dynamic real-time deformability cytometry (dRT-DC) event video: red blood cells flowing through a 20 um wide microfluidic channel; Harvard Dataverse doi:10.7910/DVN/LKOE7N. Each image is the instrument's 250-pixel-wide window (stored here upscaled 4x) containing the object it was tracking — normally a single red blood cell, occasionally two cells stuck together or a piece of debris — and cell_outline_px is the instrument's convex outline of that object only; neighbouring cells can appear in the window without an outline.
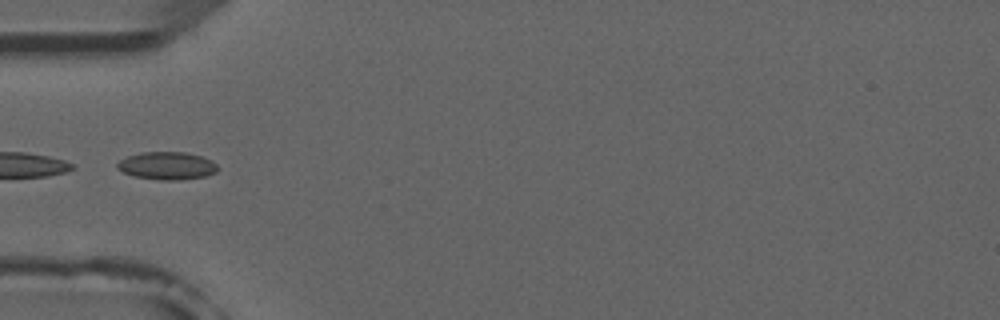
{"species": "common noctule bat (a hibernating species)", "species_latin": "Nyctalus noctula", "temperature_condition": "room temperature", "stored_images_in_passage": 5, "camera_frame_rate_fps": 3000, "um_per_image_px": 0.085, "animal": {"sex": "male", "forearm_length_mm": 52.5}, "frame": {"image": 1, "passage_image": 5, "time_ms": 4.667, "image_size_px": [1000, 320], "cell_outline_px": [[220, 168], [216, 172], [204, 176], [180, 180], [160, 180], [136, 176], [124, 172], [116, 168], [116, 164], [120, 160], [128, 156], [140, 152], [184, 152], [200, 156], [212, 160]], "centroid_in_image_um": [14.21, 14.08], "position_along_channel_um": 70.8, "area_um2": 16.18}}